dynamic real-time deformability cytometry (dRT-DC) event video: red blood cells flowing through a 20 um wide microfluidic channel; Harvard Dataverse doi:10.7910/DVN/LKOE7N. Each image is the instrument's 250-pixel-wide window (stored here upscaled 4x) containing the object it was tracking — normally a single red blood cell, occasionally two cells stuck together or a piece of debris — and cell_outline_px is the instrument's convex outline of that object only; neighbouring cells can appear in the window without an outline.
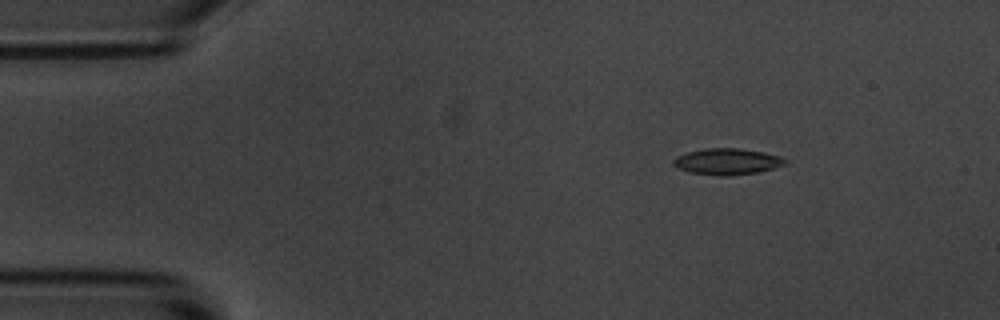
{"species": "common noctule bat (a hibernating species)", "species_latin": "Nyctalus noctula", "temperature_condition": "room temperature", "stored_images_in_passage": 6, "segment_of_instrument_passage": [1, 2], "camera_frame_rate_fps": 3000, "um_per_image_px": 0.085, "animal": {"sex": "male", "body_mass_g": 20.1, "forearm_length_mm": 53.5}, "frame": {"image": 1, "passage_image": 3, "time_ms": 0.667, "image_size_px": [1000, 320], "cell_outline_px": [[788, 164], [760, 172], [724, 176], [720, 176], [688, 172], [672, 164], [672, 160], [676, 156], [688, 152], [708, 148], [736, 148], [764, 152], [780, 156], [788, 160]], "centroid_in_image_um": [61.84, 13.73], "position_along_channel_um": 23.2, "area_um2": 17.17}}